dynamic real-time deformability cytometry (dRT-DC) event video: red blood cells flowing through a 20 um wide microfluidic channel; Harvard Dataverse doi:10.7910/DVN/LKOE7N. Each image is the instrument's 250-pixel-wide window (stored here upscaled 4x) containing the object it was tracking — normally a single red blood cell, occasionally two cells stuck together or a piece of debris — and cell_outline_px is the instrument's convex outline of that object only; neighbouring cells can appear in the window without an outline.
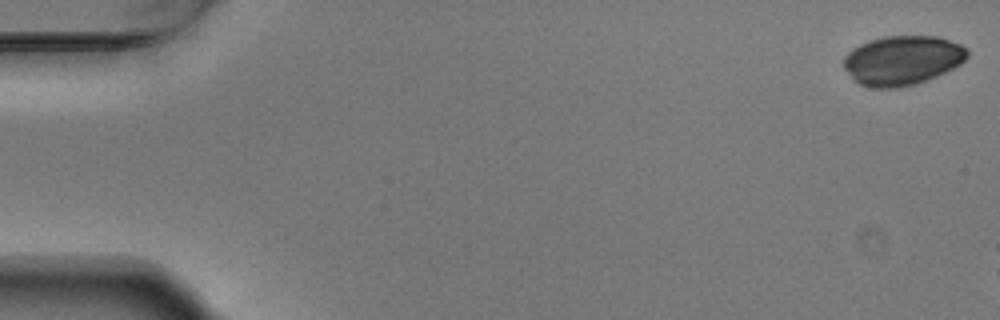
{"species": "Egyptian fruit bat (a non-hibernating species)", "species_latin": "Rousettus aegyptiacus", "temperature_condition": "warm", "stored_images_in_passage": 6, "segment_of_instrument_passage": [2, 2], "camera_frame_rate_fps": 3000, "um_per_image_px": 0.085, "animal": {"sex": "male"}, "frame": {"image": 1, "passage_image": 6, "time_ms": 1.667, "image_size_px": [1000, 320], "cell_outline_px": [[968, 56], [960, 64], [936, 76], [912, 84], [896, 88], [872, 88], [860, 84], [844, 68], [844, 56], [852, 48], [868, 40], [884, 36], [936, 36], [960, 44], [968, 48]], "centroid_in_image_um": [76.69, 5.11], "position_along_channel_um": 8.3, "area_um2": 35.32}}